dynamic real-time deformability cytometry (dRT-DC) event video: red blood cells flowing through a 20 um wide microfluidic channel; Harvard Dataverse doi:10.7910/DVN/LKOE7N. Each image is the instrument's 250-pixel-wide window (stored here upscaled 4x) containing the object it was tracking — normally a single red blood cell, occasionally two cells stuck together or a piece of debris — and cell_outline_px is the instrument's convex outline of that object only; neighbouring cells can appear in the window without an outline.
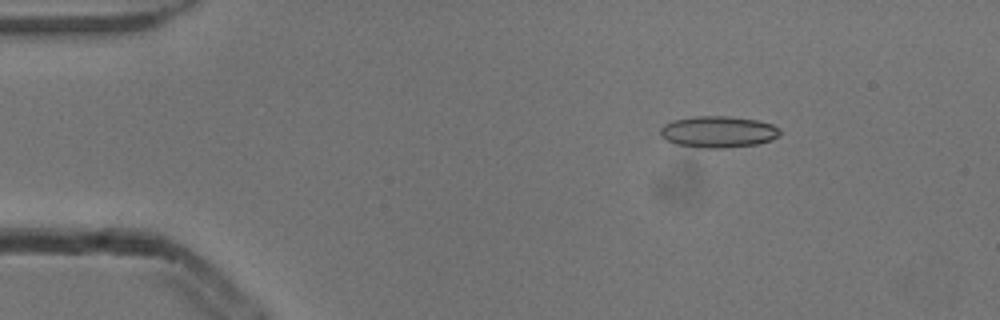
{"species": "common noctule bat (a hibernating species)", "species_latin": "Nyctalus noctula", "temperature_condition": "cold", "stored_images_in_passage": 5, "camera_frame_rate_fps": 3000, "um_per_image_px": 0.085, "animal": {"sex": "male", "body_mass_g": 13.3}, "frame": {"image": 1, "passage_image": 3, "time_ms": 0.667, "image_size_px": [1000, 320], "cell_outline_px": [[784, 132], [780, 136], [772, 140], [756, 144], [724, 148], [700, 148], [676, 144], [660, 136], [660, 128], [664, 124], [672, 120], [696, 116], [728, 116], [756, 120], [772, 124], [780, 128]], "centroid_in_image_um": [61.08, 11.2], "position_along_channel_um": 23.9, "area_um2": 22.2}}